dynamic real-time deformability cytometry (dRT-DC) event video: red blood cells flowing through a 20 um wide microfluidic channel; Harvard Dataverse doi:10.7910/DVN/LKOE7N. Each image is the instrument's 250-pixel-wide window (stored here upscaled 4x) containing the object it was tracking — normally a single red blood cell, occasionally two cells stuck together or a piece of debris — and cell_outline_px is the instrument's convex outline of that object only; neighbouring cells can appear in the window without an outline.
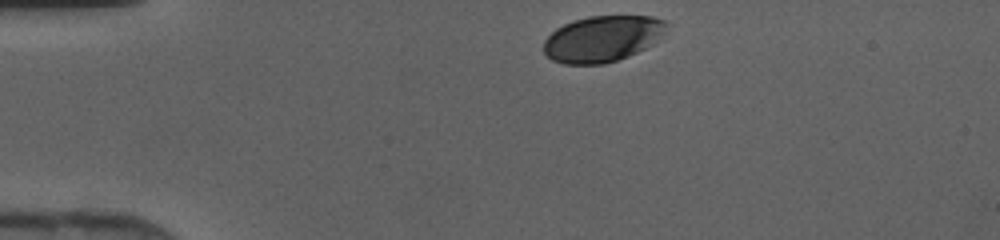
{"species": "human", "species_latin": "Homo sapiens", "temperature_condition": "cold", "stored_images_in_passage": 30, "camera_frame_rate_fps": 3000, "um_per_image_px": 0.085, "donor": {"sex": "female"}, "frame": {"image": 1, "passage_image": 1, "time_ms": 0.0, "image_size_px": [1000, 240], "cell_outline_px": [[668, 24], [664, 32], [652, 44], [628, 56], [604, 64], [564, 64], [552, 60], [544, 52], [544, 40], [556, 28], [572, 20], [588, 16], [652, 16], [664, 20]], "centroid_in_image_um": [51.18, 3.28], "position_along_channel_um": 33.8, "area_um2": 32.89}}
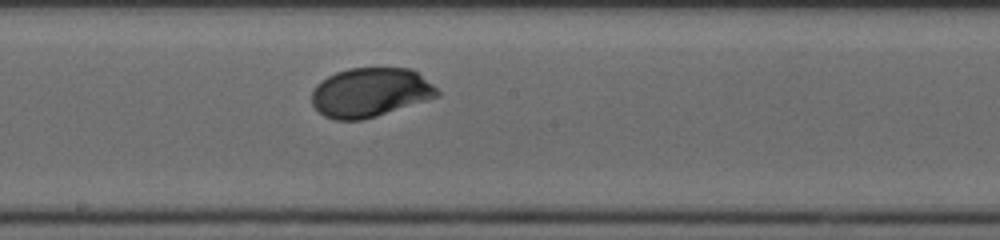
{"frame": {"image": 2, "passage_image": 17, "time_ms": 5.333, "image_size_px": [1000, 240], "cell_outline_px": [[440, 96], [376, 116], [360, 120], [336, 120], [324, 116], [312, 104], [312, 92], [316, 84], [328, 76], [336, 72], [348, 68], [412, 68], [432, 84], [440, 92]], "centroid_in_image_um": [31.47, 7.85], "position_along_channel_um": 216.7, "area_um2": 35.89}}
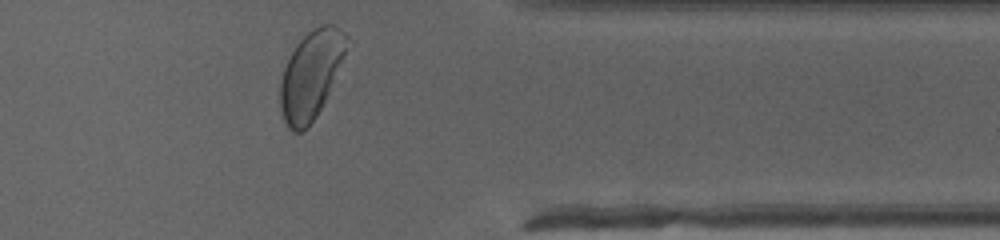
{"frame": {"image": 3, "passage_image": 29, "time_ms": 9.333, "image_size_px": [1000, 240], "cell_outline_px": [[348, 36], [344, 52], [328, 92], [316, 116], [300, 132], [292, 132], [288, 128], [284, 120], [280, 108], [280, 80], [288, 56], [296, 44], [312, 28], [324, 24], [332, 24], [340, 28]], "centroid_in_image_um": [26.37, 6.33], "position_along_channel_um": 385.0, "area_um2": 33.23}}